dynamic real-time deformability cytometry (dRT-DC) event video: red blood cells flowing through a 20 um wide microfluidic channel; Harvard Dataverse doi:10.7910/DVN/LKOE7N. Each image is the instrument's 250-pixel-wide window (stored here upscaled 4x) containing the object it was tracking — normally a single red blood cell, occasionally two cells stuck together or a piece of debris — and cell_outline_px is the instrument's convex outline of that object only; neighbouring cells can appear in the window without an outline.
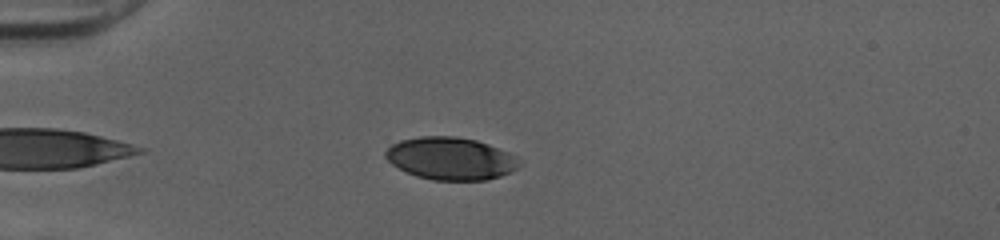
{"species": "human", "species_latin": "Homo sapiens", "temperature_condition": "cold", "stored_images_in_passage": 45, "camera_frame_rate_fps": 3000, "um_per_image_px": 0.085, "donor": {"sex": "female"}, "frame": {"image": 1, "passage_image": 8, "time_ms": 2.333, "image_size_px": [1000, 240], "cell_outline_px": [[524, 164], [500, 176], [484, 180], [432, 180], [416, 176], [404, 172], [392, 164], [384, 156], [384, 152], [392, 144], [400, 140], [420, 136], [456, 136], [476, 140], [488, 144], [508, 152]], "centroid_in_image_um": [38.27, 13.47], "position_along_channel_um": 46.7, "area_um2": 33.18}}
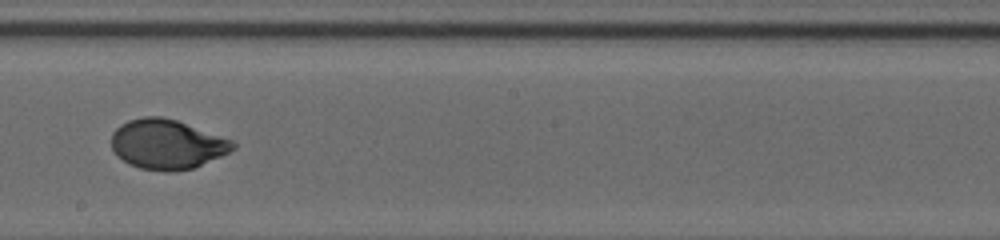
{"frame": {"image": 2, "passage_image": 24, "time_ms": 7.667, "image_size_px": [1000, 240], "cell_outline_px": [[236, 148], [232, 152], [192, 168], [172, 172], [164, 172], [140, 168], [128, 164], [116, 156], [112, 148], [112, 132], [120, 124], [128, 120], [144, 116], [160, 116], [176, 120], [232, 140], [236, 144]], "centroid_in_image_um": [14.18, 12.27], "position_along_channel_um": 234.0, "area_um2": 35.37}}
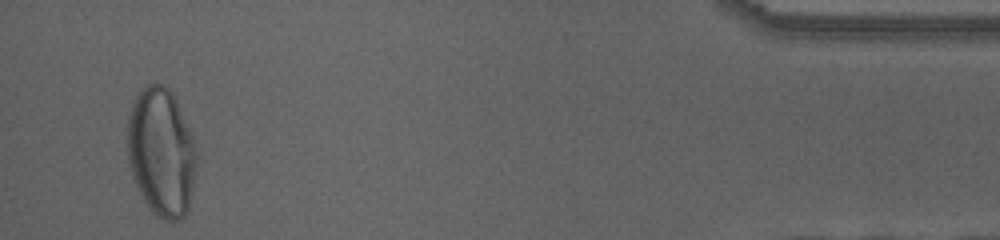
{"frame": {"image": 3, "passage_image": 43, "time_ms": 14.0, "image_size_px": [1000, 240], "cell_outline_px": [[196, 168], [192, 192], [188, 208], [184, 216], [180, 220], [172, 224], [156, 216], [144, 200], [132, 176], [128, 164], [128, 112], [132, 100], [140, 88], [148, 84], [164, 84], [172, 92], [176, 100], [188, 128], [192, 140], [196, 156]], "centroid_in_image_um": [13.69, 12.94], "position_along_channel_um": 421.5, "area_um2": 51.85}, "authors_computed_cell_mechanics": {"area_um2": 35.0268, "velocity_mm_per_s": 4.0264, "shape_relaxation_time_tau1_ms": 5.2093, "shape_relaxation_time_tau2_ms": null, "deformation_change_tau1": 0.2038, "deformation_change_tau2": null}}